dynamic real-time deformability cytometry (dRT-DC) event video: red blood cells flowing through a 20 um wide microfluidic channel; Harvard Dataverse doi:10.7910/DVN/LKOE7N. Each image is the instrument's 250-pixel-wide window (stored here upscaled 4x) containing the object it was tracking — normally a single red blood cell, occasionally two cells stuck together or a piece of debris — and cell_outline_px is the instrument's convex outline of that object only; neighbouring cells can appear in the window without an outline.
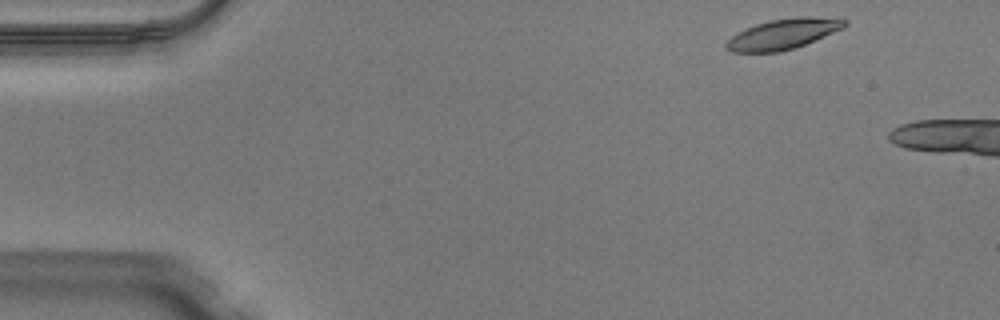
{"species": "Egyptian fruit bat (a non-hibernating species)", "species_latin": "Rousettus aegyptiacus", "temperature_condition": "warm", "stored_images_in_passage": 40, "camera_frame_rate_fps": 3000, "um_per_image_px": 0.085, "animal": {"sex": "male"}, "frame": {"image": 1, "passage_image": 2, "time_ms": 0.333, "image_size_px": [1000, 320], "cell_outline_px": [[848, 24], [844, 28], [804, 44], [780, 52], [732, 52], [724, 48], [724, 44], [732, 36], [756, 24], [768, 20], [800, 16], [844, 16], [848, 20]], "centroid_in_image_um": [66.66, 2.85], "position_along_channel_um": 18.3, "area_um2": 21.21}}
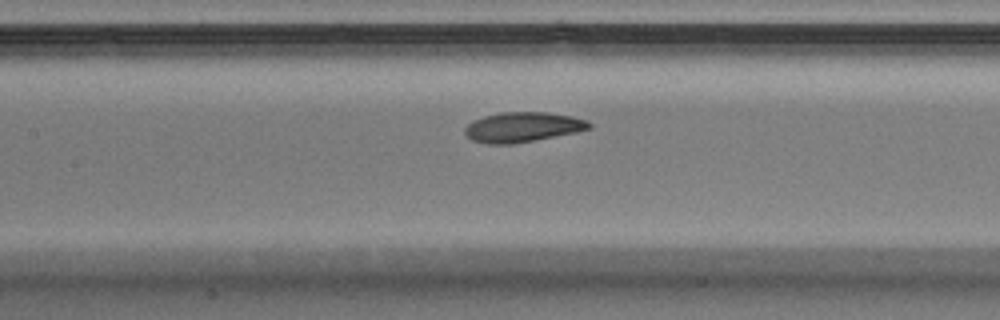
{"frame": {"image": 2, "passage_image": 20, "time_ms": 6.333, "image_size_px": [1000, 320], "cell_outline_px": [[592, 128], [576, 132], [512, 144], [488, 144], [472, 140], [464, 132], [464, 128], [472, 120], [484, 116], [500, 112], [548, 112], [572, 116], [588, 120], [592, 124]], "centroid_in_image_um": [44.43, 10.79], "position_along_channel_um": 163.0, "area_um2": 21.73}}
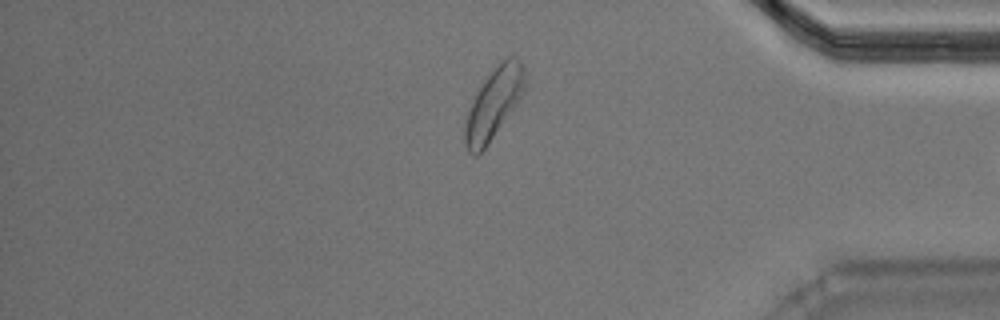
{"frame": {"image": 3, "passage_image": 39, "time_ms": 12.667, "image_size_px": [1000, 320], "cell_outline_px": [[524, 92], [484, 148], [476, 156], [472, 156], [468, 152], [464, 140], [464, 128], [468, 112], [472, 100], [480, 84], [500, 60], [508, 56], [516, 56], [524, 68]], "centroid_in_image_um": [41.93, 8.76], "position_along_channel_um": 393.3, "area_um2": 24.22}}